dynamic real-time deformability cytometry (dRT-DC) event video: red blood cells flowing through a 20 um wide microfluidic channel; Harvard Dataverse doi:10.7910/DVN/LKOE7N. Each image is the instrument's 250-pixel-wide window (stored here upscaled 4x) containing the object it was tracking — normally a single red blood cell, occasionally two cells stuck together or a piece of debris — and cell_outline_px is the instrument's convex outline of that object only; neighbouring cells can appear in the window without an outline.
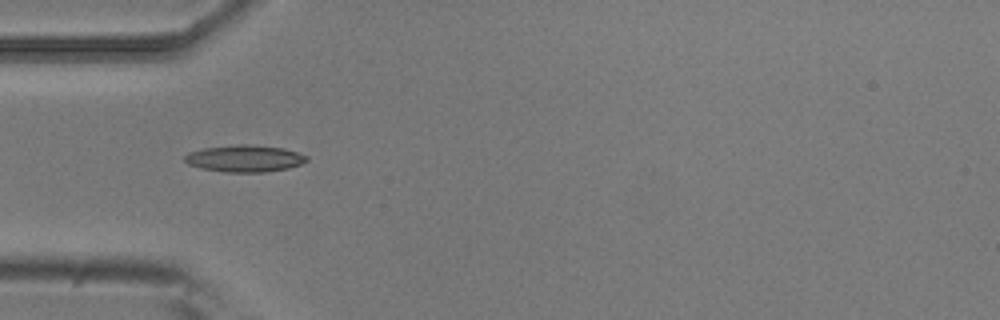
{"species": "common noctule bat (a hibernating species)", "species_latin": "Nyctalus noctula", "temperature_condition": "room temperature", "stored_images_in_passage": 8, "camera_frame_rate_fps": 3000, "um_per_image_px": 0.085, "animal": {"sex": "male", "body_mass_g": 20.5, "forearm_length_mm": 52.5}, "frame": {"image": 1, "passage_image": 4, "time_ms": 1.0, "image_size_px": [1000, 320], "cell_outline_px": [[308, 160], [300, 164], [288, 168], [268, 172], [224, 172], [200, 168], [188, 164], [184, 160], [184, 156], [188, 152], [204, 148], [236, 144], [248, 144], [284, 148], [308, 156]], "centroid_in_image_um": [20.78, 13.47], "position_along_channel_um": 64.2, "area_um2": 19.19}}
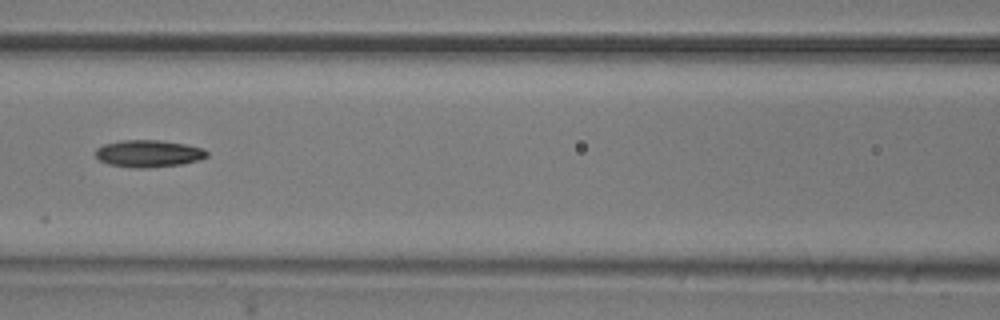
{"frame": {"image": 2, "passage_image": 6, "time_ms": 1.667, "image_size_px": [1000, 320], "cell_outline_px": [[208, 156], [200, 160], [184, 164], [148, 168], [132, 168], [108, 164], [100, 160], [96, 156], [96, 148], [104, 144], [120, 140], [160, 140], [184, 144], [204, 148], [208, 152]], "centroid_in_image_um": [12.65, 13.06], "position_along_channel_um": 154.0, "area_um2": 17.8}}
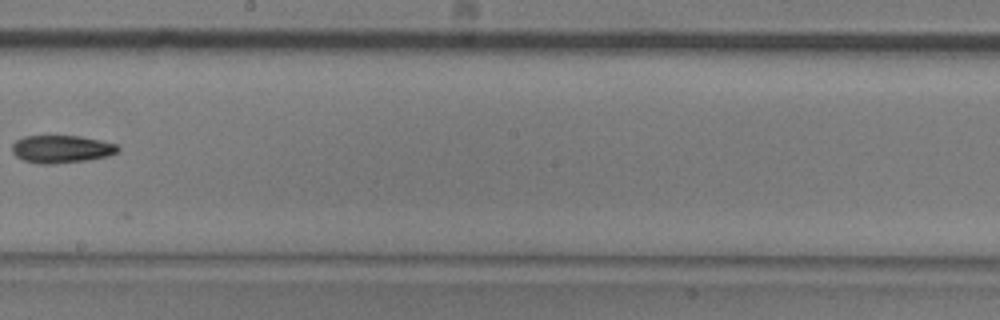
{"frame": {"image": 3, "passage_image": 8, "time_ms": 2.333, "image_size_px": [1000, 320], "cell_outline_px": [[120, 148], [116, 152], [104, 156], [84, 160], [48, 164], [40, 164], [24, 160], [16, 156], [12, 152], [12, 144], [16, 140], [24, 136], [80, 136], [100, 140], [116, 144]], "centroid_in_image_um": [5.17, 12.66], "position_along_channel_um": 243.0, "area_um2": 16.76}}